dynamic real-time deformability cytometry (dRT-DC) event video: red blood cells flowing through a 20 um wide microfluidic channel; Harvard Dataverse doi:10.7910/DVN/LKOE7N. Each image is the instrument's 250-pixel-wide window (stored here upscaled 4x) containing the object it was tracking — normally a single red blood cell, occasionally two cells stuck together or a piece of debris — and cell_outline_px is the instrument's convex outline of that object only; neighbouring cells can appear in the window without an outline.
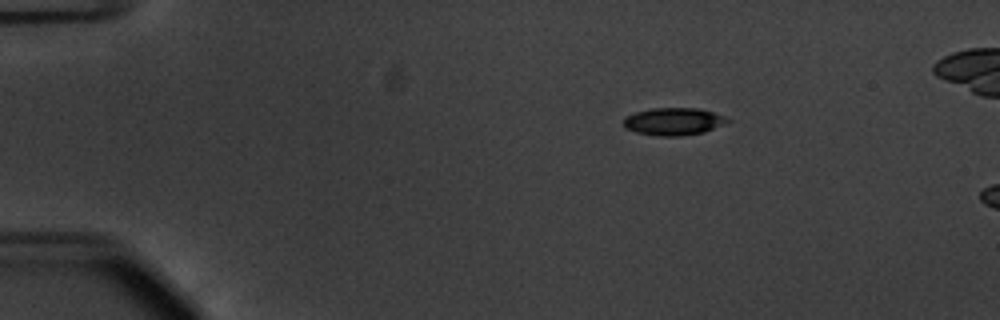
{"species": "common noctule bat (a hibernating species)", "species_latin": "Nyctalus noctula", "temperature_condition": "warm", "stored_images_in_passage": 12, "camera_frame_rate_fps": 3000, "um_per_image_px": 0.085, "animal": {"sex": "male", "body_mass_g": 20.1, "forearm_length_mm": 53.5}, "frame": {"image": 1, "passage_image": 7, "time_ms": 2.0, "image_size_px": [1000, 320], "cell_outline_px": [[732, 120], [704, 132], [680, 136], [656, 136], [636, 132], [624, 128], [624, 116], [636, 112], [652, 108], [700, 108], [724, 116]], "centroid_in_image_um": [57.23, 10.32], "position_along_channel_um": 27.8, "area_um2": 16.65}}